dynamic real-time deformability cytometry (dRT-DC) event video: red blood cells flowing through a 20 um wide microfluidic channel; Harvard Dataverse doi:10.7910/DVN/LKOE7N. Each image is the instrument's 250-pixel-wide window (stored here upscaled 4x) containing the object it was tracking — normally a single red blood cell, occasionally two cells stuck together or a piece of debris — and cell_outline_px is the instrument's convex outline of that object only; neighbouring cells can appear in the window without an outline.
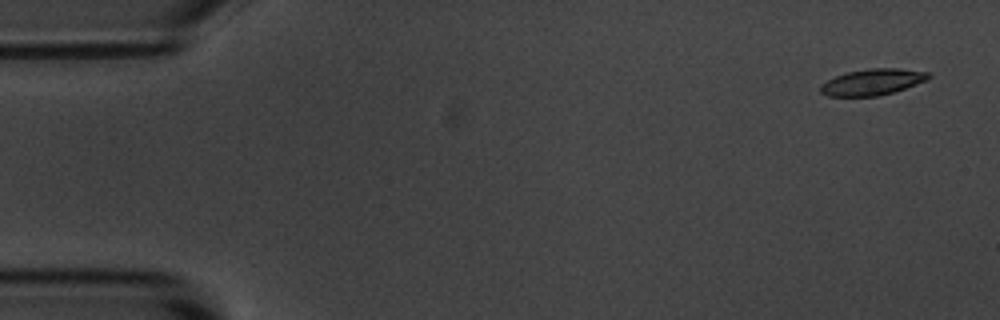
{"species": "common noctule bat (a hibernating species)", "species_latin": "Nyctalus noctula", "temperature_condition": "room temperature", "stored_images_in_passage": 5, "camera_frame_rate_fps": 3000, "um_per_image_px": 0.085, "animal": {"sex": "male", "body_mass_g": 20.1, "forearm_length_mm": 53.5}, "frame": {"image": 1, "passage_image": 1, "time_ms": 0.0, "image_size_px": [1000, 320], "cell_outline_px": [[932, 76], [928, 80], [880, 96], [828, 96], [820, 92], [820, 84], [836, 76], [848, 72], [868, 68], [900, 68], [928, 72]], "centroid_in_image_um": [74.17, 6.97], "position_along_channel_um": 10.8, "area_um2": 16.47}}
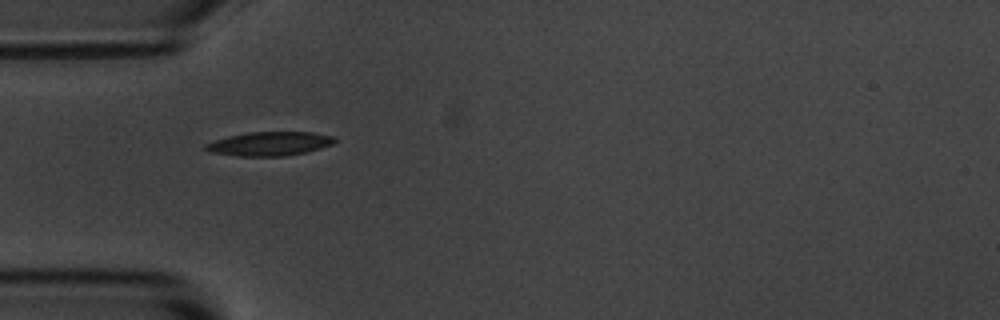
{"frame": {"image": 2, "passage_image": 5, "time_ms": 4.667, "image_size_px": [1000, 320], "cell_outline_px": [[336, 140], [332, 144], [320, 148], [304, 152], [284, 156], [236, 156], [212, 152], [204, 148], [204, 144], [228, 136], [248, 132], [312, 132], [332, 136]], "centroid_in_image_um": [22.89, 12.21], "position_along_channel_um": 62.1, "area_um2": 17.8}}